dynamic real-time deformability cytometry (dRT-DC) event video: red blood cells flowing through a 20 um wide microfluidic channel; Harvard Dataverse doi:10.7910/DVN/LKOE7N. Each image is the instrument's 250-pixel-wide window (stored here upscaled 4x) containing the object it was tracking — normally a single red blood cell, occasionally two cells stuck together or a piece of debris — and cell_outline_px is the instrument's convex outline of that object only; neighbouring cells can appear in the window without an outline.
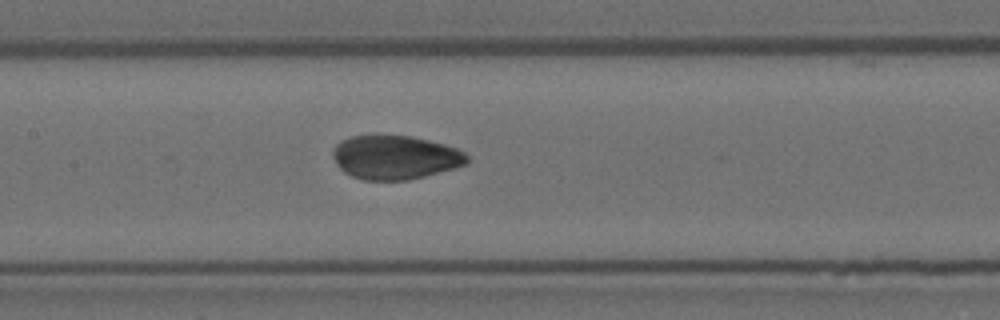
{"species": "Egyptian fruit bat (a non-hibernating species)", "species_latin": "Rousettus aegyptiacus", "temperature_condition": "room temperature", "stored_images_in_passage": 7, "camera_frame_rate_fps": 3000, "um_per_image_px": 0.085, "animal": {"sex": "female"}, "frame": {"image": 1, "passage_image": 7, "time_ms": 2.0, "image_size_px": [1000, 320], "cell_outline_px": [[468, 164], [456, 168], [408, 180], [364, 180], [352, 176], [344, 172], [336, 164], [332, 152], [336, 144], [352, 136], [408, 136], [428, 140], [444, 144], [456, 148], [464, 152], [468, 156]], "centroid_in_image_um": [33.61, 13.39], "position_along_channel_um": 173.8, "area_um2": 34.1}}